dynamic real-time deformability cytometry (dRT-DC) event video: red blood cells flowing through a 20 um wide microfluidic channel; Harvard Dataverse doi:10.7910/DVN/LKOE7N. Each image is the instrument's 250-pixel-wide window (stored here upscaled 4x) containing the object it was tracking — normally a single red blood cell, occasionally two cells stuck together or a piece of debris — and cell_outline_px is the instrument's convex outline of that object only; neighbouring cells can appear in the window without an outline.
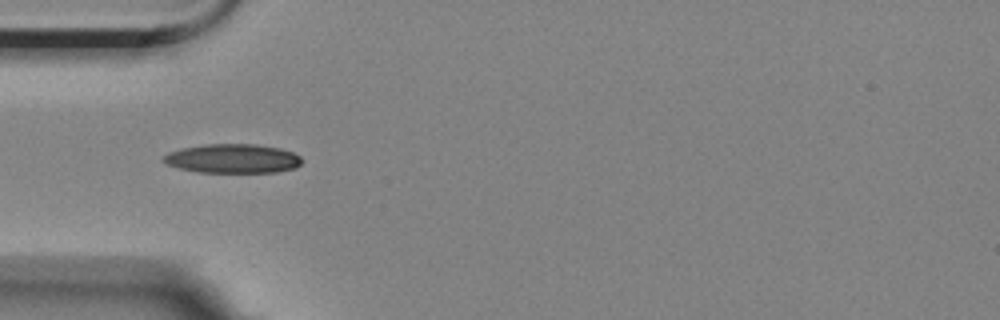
{"species": "Egyptian fruit bat (a non-hibernating species)", "species_latin": "Rousettus aegyptiacus", "temperature_condition": "room temperature", "stored_images_in_passage": 1, "camera_frame_rate_fps": 3000, "um_per_image_px": 0.085, "animal": {"sex": "female"}, "frame": {"image": 1, "passage_image": 1, "time_ms": 0.0, "image_size_px": [1000, 320], "cell_outline_px": [[304, 160], [296, 168], [276, 172], [196, 172], [180, 168], [168, 164], [164, 160], [164, 156], [168, 152], [180, 148], [208, 144], [256, 144], [280, 148], [292, 152], [300, 156]], "centroid_in_image_um": [19.82, 13.47], "position_along_channel_um": 65.2, "area_um2": 23.47}}